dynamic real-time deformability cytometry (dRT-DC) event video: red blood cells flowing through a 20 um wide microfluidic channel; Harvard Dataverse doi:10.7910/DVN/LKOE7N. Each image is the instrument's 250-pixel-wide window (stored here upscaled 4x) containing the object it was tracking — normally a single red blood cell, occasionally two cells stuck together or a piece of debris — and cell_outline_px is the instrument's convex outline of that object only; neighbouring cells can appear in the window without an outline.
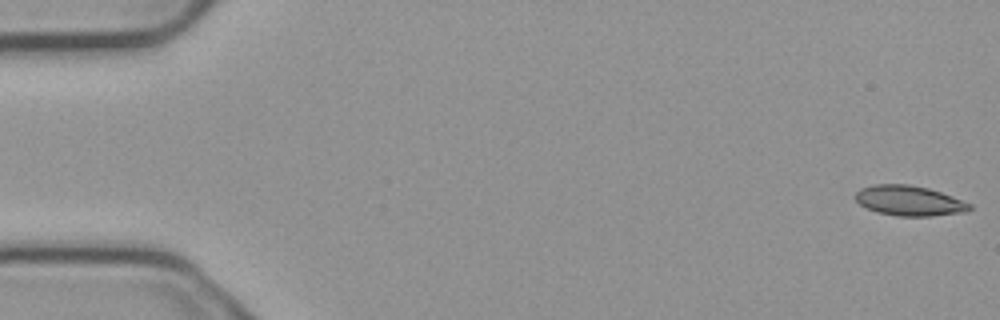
{"species": "common noctule bat (a hibernating species)", "species_latin": "Nyctalus noctula", "temperature_condition": "cold", "stored_images_in_passage": 5, "camera_frame_rate_fps": 3000, "um_per_image_px": 0.085, "animal": {"sex": "male", "body_mass_g": 23.1, "forearm_length_mm": 52.7}, "frame": {"image": 1, "passage_image": 1, "time_ms": 0.0, "image_size_px": [1000, 320], "cell_outline_px": [[972, 208], [964, 212], [932, 216], [900, 216], [876, 212], [860, 204], [856, 200], [856, 192], [860, 188], [876, 184], [908, 184], [928, 188], [952, 196], [972, 204]], "centroid_in_image_um": [77.29, 17.06], "position_along_channel_um": 7.7, "area_um2": 19.94}}
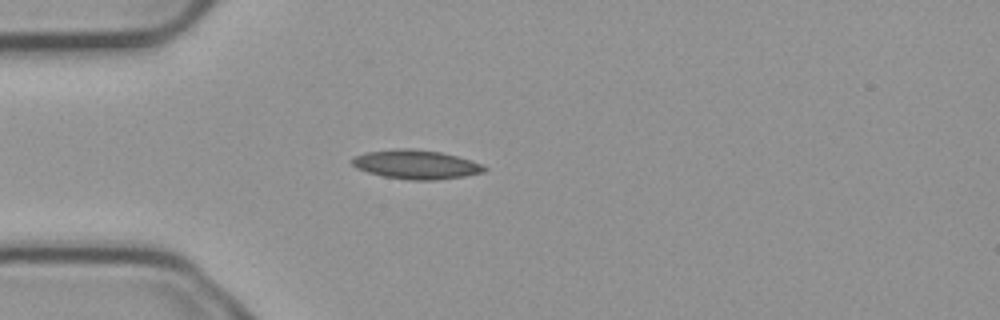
{"frame": {"image": 2, "passage_image": 5, "time_ms": 1.333, "image_size_px": [1000, 320], "cell_outline_px": [[488, 168], [484, 172], [464, 176], [436, 180], [408, 180], [384, 176], [368, 172], [356, 168], [352, 164], [352, 156], [364, 152], [396, 148], [412, 148], [440, 152], [472, 160]], "centroid_in_image_um": [35.33, 13.97], "position_along_channel_um": 49.7, "area_um2": 22.48}}